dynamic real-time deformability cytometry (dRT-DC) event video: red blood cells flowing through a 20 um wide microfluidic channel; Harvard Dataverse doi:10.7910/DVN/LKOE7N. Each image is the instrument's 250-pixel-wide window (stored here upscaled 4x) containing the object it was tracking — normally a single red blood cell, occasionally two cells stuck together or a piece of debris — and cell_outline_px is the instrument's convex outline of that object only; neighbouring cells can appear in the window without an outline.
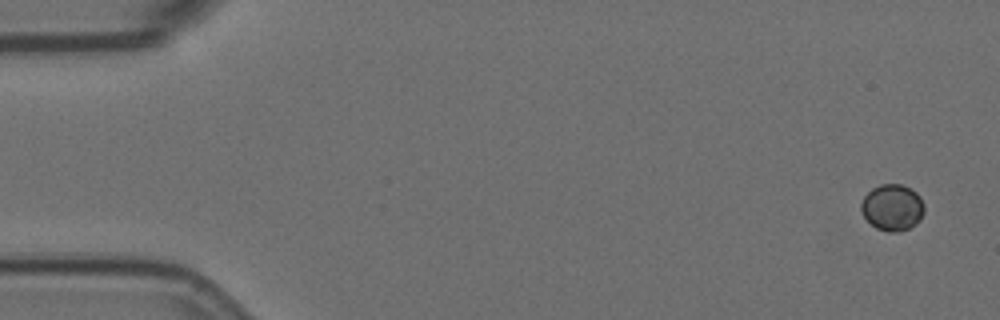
{"species": "Egyptian fruit bat (a non-hibernating species)", "species_latin": "Rousettus aegyptiacus", "temperature_condition": "room temperature", "stored_images_in_passage": 5, "camera_frame_rate_fps": 3000, "um_per_image_px": 0.085, "animal": {"sex": "female"}, "frame": {"image": 1, "passage_image": 1, "time_ms": 0.0, "image_size_px": [1000, 320], "cell_outline_px": [[924, 212], [920, 220], [916, 224], [900, 232], [888, 232], [876, 228], [864, 216], [860, 208], [860, 204], [864, 196], [872, 188], [880, 184], [904, 184], [912, 188], [920, 196], [924, 204]], "centroid_in_image_um": [75.87, 17.62], "position_along_channel_um": 9.1, "area_um2": 17.28}}
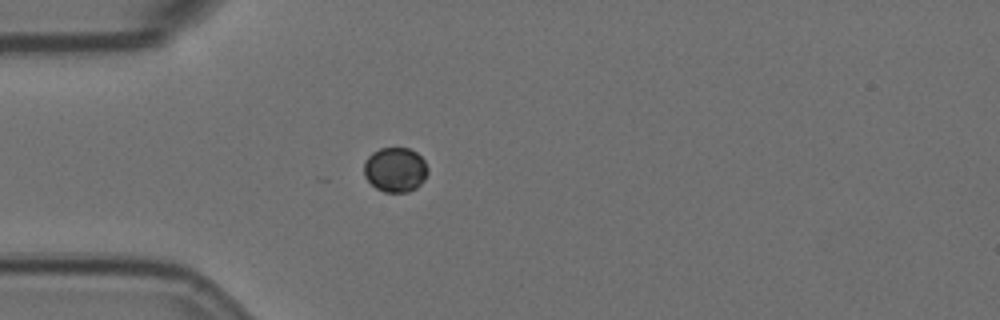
{"frame": {"image": 2, "passage_image": 5, "time_ms": 1.333, "image_size_px": [1000, 320], "cell_outline_px": [[428, 172], [424, 180], [416, 188], [408, 192], [384, 192], [376, 188], [364, 176], [364, 160], [372, 152], [380, 148], [408, 148], [416, 152], [424, 160], [428, 168]], "centroid_in_image_um": [33.59, 14.42], "position_along_channel_um": 51.4, "area_um2": 16.7}}